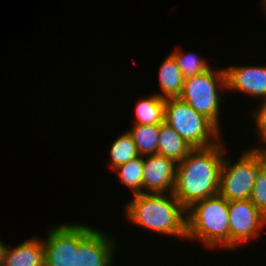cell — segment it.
<instances>
[{"label": "cell", "instance_id": "1", "mask_svg": "<svg viewBox=\"0 0 266 266\" xmlns=\"http://www.w3.org/2000/svg\"><path fill=\"white\" fill-rule=\"evenodd\" d=\"M226 152L223 141H220L211 147L194 148L184 160L177 163L173 194L185 209L218 194Z\"/></svg>", "mask_w": 266, "mask_h": 266}, {"label": "cell", "instance_id": "2", "mask_svg": "<svg viewBox=\"0 0 266 266\" xmlns=\"http://www.w3.org/2000/svg\"><path fill=\"white\" fill-rule=\"evenodd\" d=\"M125 210L130 223L186 239V209L173 193L133 195Z\"/></svg>", "mask_w": 266, "mask_h": 266}, {"label": "cell", "instance_id": "3", "mask_svg": "<svg viewBox=\"0 0 266 266\" xmlns=\"http://www.w3.org/2000/svg\"><path fill=\"white\" fill-rule=\"evenodd\" d=\"M186 239L198 240L208 249L229 250V201L216 194L187 208Z\"/></svg>", "mask_w": 266, "mask_h": 266}, {"label": "cell", "instance_id": "4", "mask_svg": "<svg viewBox=\"0 0 266 266\" xmlns=\"http://www.w3.org/2000/svg\"><path fill=\"white\" fill-rule=\"evenodd\" d=\"M164 122L193 148H207L221 141L220 130L180 98L166 99Z\"/></svg>", "mask_w": 266, "mask_h": 266}, {"label": "cell", "instance_id": "5", "mask_svg": "<svg viewBox=\"0 0 266 266\" xmlns=\"http://www.w3.org/2000/svg\"><path fill=\"white\" fill-rule=\"evenodd\" d=\"M225 90V69H208L207 71L186 78L180 99L190 105L196 112L208 118L220 131V102L221 94Z\"/></svg>", "mask_w": 266, "mask_h": 266}, {"label": "cell", "instance_id": "6", "mask_svg": "<svg viewBox=\"0 0 266 266\" xmlns=\"http://www.w3.org/2000/svg\"><path fill=\"white\" fill-rule=\"evenodd\" d=\"M223 159L218 194L227 201L250 199L255 180L266 166V155L252 150H243L233 164Z\"/></svg>", "mask_w": 266, "mask_h": 266}, {"label": "cell", "instance_id": "7", "mask_svg": "<svg viewBox=\"0 0 266 266\" xmlns=\"http://www.w3.org/2000/svg\"><path fill=\"white\" fill-rule=\"evenodd\" d=\"M95 228L85 224H60L47 231L44 247V266H76V252L79 244Z\"/></svg>", "mask_w": 266, "mask_h": 266}, {"label": "cell", "instance_id": "8", "mask_svg": "<svg viewBox=\"0 0 266 266\" xmlns=\"http://www.w3.org/2000/svg\"><path fill=\"white\" fill-rule=\"evenodd\" d=\"M264 226L266 216L249 199L229 201V250L257 238Z\"/></svg>", "mask_w": 266, "mask_h": 266}, {"label": "cell", "instance_id": "9", "mask_svg": "<svg viewBox=\"0 0 266 266\" xmlns=\"http://www.w3.org/2000/svg\"><path fill=\"white\" fill-rule=\"evenodd\" d=\"M143 165L144 193H173L177 168L174 160L164 155L152 154L143 156Z\"/></svg>", "mask_w": 266, "mask_h": 266}, {"label": "cell", "instance_id": "10", "mask_svg": "<svg viewBox=\"0 0 266 266\" xmlns=\"http://www.w3.org/2000/svg\"><path fill=\"white\" fill-rule=\"evenodd\" d=\"M96 228L79 244L76 266H112L116 242Z\"/></svg>", "mask_w": 266, "mask_h": 266}, {"label": "cell", "instance_id": "11", "mask_svg": "<svg viewBox=\"0 0 266 266\" xmlns=\"http://www.w3.org/2000/svg\"><path fill=\"white\" fill-rule=\"evenodd\" d=\"M224 69L227 91L230 89L241 94L262 97V101H266V66L234 65Z\"/></svg>", "mask_w": 266, "mask_h": 266}, {"label": "cell", "instance_id": "12", "mask_svg": "<svg viewBox=\"0 0 266 266\" xmlns=\"http://www.w3.org/2000/svg\"><path fill=\"white\" fill-rule=\"evenodd\" d=\"M7 246L4 266H44V247L42 239L25 240L16 247Z\"/></svg>", "mask_w": 266, "mask_h": 266}, {"label": "cell", "instance_id": "13", "mask_svg": "<svg viewBox=\"0 0 266 266\" xmlns=\"http://www.w3.org/2000/svg\"><path fill=\"white\" fill-rule=\"evenodd\" d=\"M158 74L162 93H156V95L163 99L179 98L183 90L185 78L171 54L162 61Z\"/></svg>", "mask_w": 266, "mask_h": 266}, {"label": "cell", "instance_id": "14", "mask_svg": "<svg viewBox=\"0 0 266 266\" xmlns=\"http://www.w3.org/2000/svg\"><path fill=\"white\" fill-rule=\"evenodd\" d=\"M194 148L189 145L178 133L167 123L160 124L158 154L181 162Z\"/></svg>", "mask_w": 266, "mask_h": 266}, {"label": "cell", "instance_id": "15", "mask_svg": "<svg viewBox=\"0 0 266 266\" xmlns=\"http://www.w3.org/2000/svg\"><path fill=\"white\" fill-rule=\"evenodd\" d=\"M165 101L154 94L150 97H141L135 106V124L140 125H160L164 122Z\"/></svg>", "mask_w": 266, "mask_h": 266}, {"label": "cell", "instance_id": "16", "mask_svg": "<svg viewBox=\"0 0 266 266\" xmlns=\"http://www.w3.org/2000/svg\"><path fill=\"white\" fill-rule=\"evenodd\" d=\"M140 156L158 154L160 125L134 124L128 129Z\"/></svg>", "mask_w": 266, "mask_h": 266}, {"label": "cell", "instance_id": "17", "mask_svg": "<svg viewBox=\"0 0 266 266\" xmlns=\"http://www.w3.org/2000/svg\"><path fill=\"white\" fill-rule=\"evenodd\" d=\"M143 156H138L127 163L119 165L113 171L119 174L120 183L130 188L132 194L144 193L143 190Z\"/></svg>", "mask_w": 266, "mask_h": 266}, {"label": "cell", "instance_id": "18", "mask_svg": "<svg viewBox=\"0 0 266 266\" xmlns=\"http://www.w3.org/2000/svg\"><path fill=\"white\" fill-rule=\"evenodd\" d=\"M110 167L114 170L119 165L127 163L129 160L139 156L136 145L134 144L131 134L126 131L118 136L114 142L110 144Z\"/></svg>", "mask_w": 266, "mask_h": 266}, {"label": "cell", "instance_id": "19", "mask_svg": "<svg viewBox=\"0 0 266 266\" xmlns=\"http://www.w3.org/2000/svg\"><path fill=\"white\" fill-rule=\"evenodd\" d=\"M180 50H175L171 55L175 58L177 66L185 79L201 74L211 68L205 58L203 59V57L201 58L193 52L185 53Z\"/></svg>", "mask_w": 266, "mask_h": 266}, {"label": "cell", "instance_id": "20", "mask_svg": "<svg viewBox=\"0 0 266 266\" xmlns=\"http://www.w3.org/2000/svg\"><path fill=\"white\" fill-rule=\"evenodd\" d=\"M249 200L266 216V166L255 180Z\"/></svg>", "mask_w": 266, "mask_h": 266}, {"label": "cell", "instance_id": "21", "mask_svg": "<svg viewBox=\"0 0 266 266\" xmlns=\"http://www.w3.org/2000/svg\"><path fill=\"white\" fill-rule=\"evenodd\" d=\"M259 106V109H255V113L253 114L255 118L257 134L260 136L258 141H260V144H262L258 147L256 146L254 148H249V150L266 155V146L263 145L264 143L266 144V101H262Z\"/></svg>", "mask_w": 266, "mask_h": 266}, {"label": "cell", "instance_id": "22", "mask_svg": "<svg viewBox=\"0 0 266 266\" xmlns=\"http://www.w3.org/2000/svg\"><path fill=\"white\" fill-rule=\"evenodd\" d=\"M6 247L7 246L3 244L0 240V266H4Z\"/></svg>", "mask_w": 266, "mask_h": 266}, {"label": "cell", "instance_id": "23", "mask_svg": "<svg viewBox=\"0 0 266 266\" xmlns=\"http://www.w3.org/2000/svg\"><path fill=\"white\" fill-rule=\"evenodd\" d=\"M263 4L262 5H264V11H265V13H266V0H263Z\"/></svg>", "mask_w": 266, "mask_h": 266}]
</instances>
